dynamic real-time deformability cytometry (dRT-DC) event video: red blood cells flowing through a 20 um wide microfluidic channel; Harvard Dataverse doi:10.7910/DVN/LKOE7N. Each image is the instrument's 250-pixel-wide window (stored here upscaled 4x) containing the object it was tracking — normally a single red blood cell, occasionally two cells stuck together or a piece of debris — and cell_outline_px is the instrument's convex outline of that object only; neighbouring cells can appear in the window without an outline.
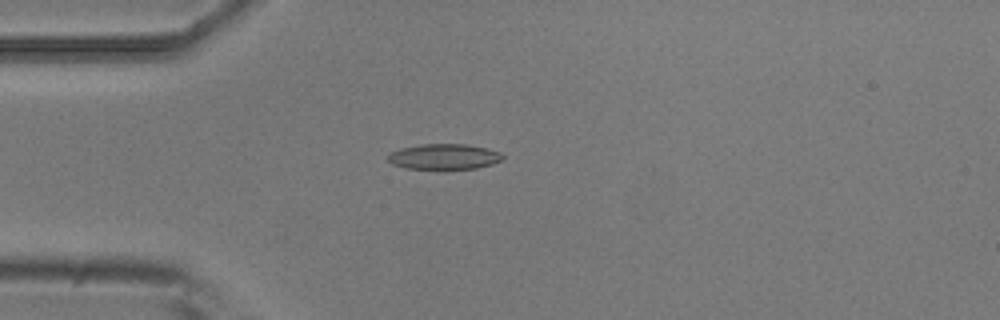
{"species": "common noctule bat (a hibernating species)", "species_latin": "Nyctalus noctula", "temperature_condition": "room temperature", "stored_images_in_passage": 4, "camera_frame_rate_fps": 3000, "um_per_image_px": 0.085, "animal": {"sex": "male", "body_mass_g": 20.5, "forearm_length_mm": 52.5}, "frame": {"image": 1, "passage_image": 4, "time_ms": 1.0, "image_size_px": [1000, 320], "cell_outline_px": [[504, 160], [492, 164], [476, 168], [408, 168], [392, 164], [388, 160], [388, 156], [392, 152], [400, 148], [420, 144], [468, 144], [488, 148], [500, 152], [504, 156]], "centroid_in_image_um": [37.8, 13.29], "position_along_channel_um": 47.2, "area_um2": 16.94}}